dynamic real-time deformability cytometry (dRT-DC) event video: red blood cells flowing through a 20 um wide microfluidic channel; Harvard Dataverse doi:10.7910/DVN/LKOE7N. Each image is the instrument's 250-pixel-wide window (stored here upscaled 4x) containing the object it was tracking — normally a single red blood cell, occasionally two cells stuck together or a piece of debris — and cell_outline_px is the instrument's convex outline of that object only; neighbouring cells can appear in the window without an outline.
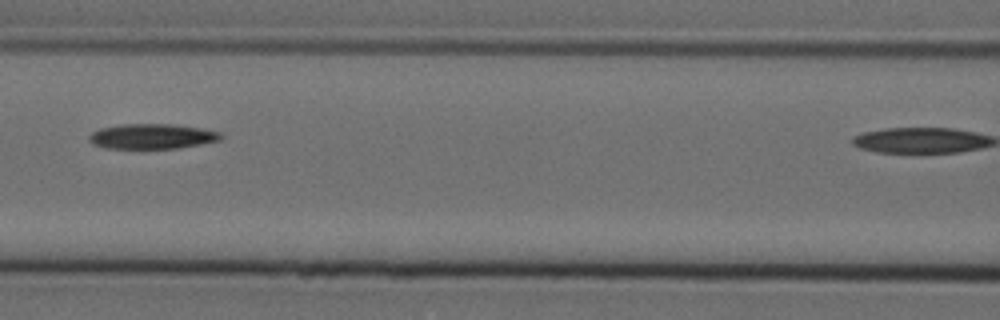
{"species": "Egyptian fruit bat (a non-hibernating species)", "species_latin": "Rousettus aegyptiacus", "temperature_condition": "cold", "stored_images_in_passage": 6, "camera_frame_rate_fps": 3000, "um_per_image_px": 0.085, "animal": {"sex": "female"}, "frame": {"image": 1, "passage_image": 5, "time_ms": 1.333, "image_size_px": [1000, 320], "cell_outline_px": [[224, 136], [220, 140], [180, 148], [108, 148], [92, 144], [88, 140], [88, 136], [92, 132], [100, 128], [120, 124], [172, 124], [200, 128], [220, 132]], "centroid_in_image_um": [12.91, 11.58], "position_along_channel_um": 153.7, "area_um2": 19.25}}